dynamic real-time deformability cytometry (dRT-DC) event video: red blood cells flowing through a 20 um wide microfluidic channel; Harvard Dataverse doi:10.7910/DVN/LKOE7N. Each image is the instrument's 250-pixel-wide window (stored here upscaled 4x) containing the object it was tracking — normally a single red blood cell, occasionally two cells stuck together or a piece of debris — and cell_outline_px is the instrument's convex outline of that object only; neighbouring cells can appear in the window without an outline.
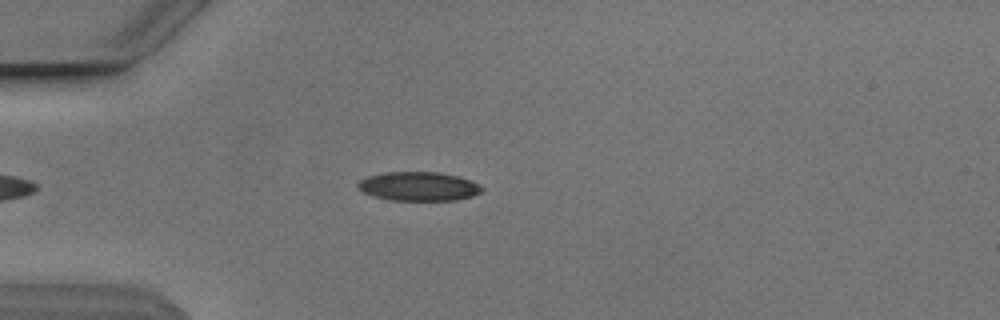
{"species": "Egyptian fruit bat (a non-hibernating species)", "species_latin": "Rousettus aegyptiacus", "temperature_condition": "cold", "stored_images_in_passage": 44, "camera_frame_rate_fps": 3000, "um_per_image_px": 0.085, "animal": {"sex": "male"}, "frame": {"image": 1, "passage_image": 9, "time_ms": 2.667, "image_size_px": [1000, 320], "cell_outline_px": [[484, 188], [480, 192], [472, 196], [456, 200], [392, 200], [372, 196], [356, 188], [356, 184], [360, 180], [368, 176], [384, 172], [440, 172], [472, 180], [480, 184]], "centroid_in_image_um": [35.58, 15.83], "position_along_channel_um": 49.4, "area_um2": 21.04}}
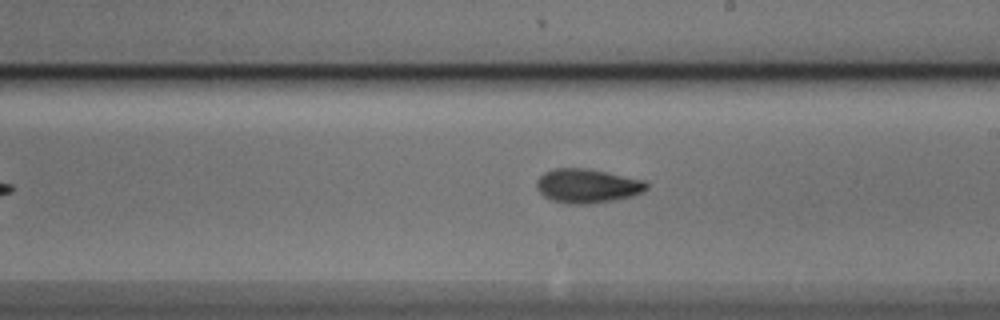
{"frame": {"image": 2, "passage_image": 25, "time_ms": 8.0, "image_size_px": [1000, 320], "cell_outline_px": [[648, 188], [644, 192], [632, 196], [592, 204], [568, 204], [552, 200], [544, 196], [536, 188], [536, 180], [544, 172], [556, 168], [584, 168], [644, 180], [648, 184]], "centroid_in_image_um": [49.91, 15.81], "position_along_channel_um": 239.1, "area_um2": 21.79}}
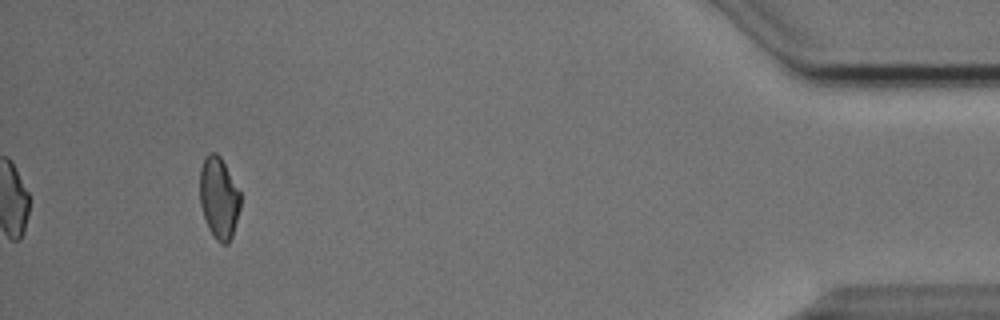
{"frame": {"image": 3, "passage_image": 44, "time_ms": 14.333, "image_size_px": [1000, 320], "cell_outline_px": [[240, 208], [232, 236], [228, 244], [220, 244], [216, 240], [208, 228], [200, 204], [200, 168], [204, 156], [208, 152], [216, 152], [220, 156], [240, 192]], "centroid_in_image_um": [18.59, 16.81], "position_along_channel_um": 416.6, "area_um2": 19.36}, "authors_computed_cell_mechanics": {"area_um2": 20.7791, "velocity_mm_per_s": 3.8615, "shape_relaxation_time_tau1_ms": 3.9159, "shape_relaxation_time_tau2_ms": 2.8182, "deformation_change_tau1": 0.136, "deformation_change_tau2": 0.0731}}